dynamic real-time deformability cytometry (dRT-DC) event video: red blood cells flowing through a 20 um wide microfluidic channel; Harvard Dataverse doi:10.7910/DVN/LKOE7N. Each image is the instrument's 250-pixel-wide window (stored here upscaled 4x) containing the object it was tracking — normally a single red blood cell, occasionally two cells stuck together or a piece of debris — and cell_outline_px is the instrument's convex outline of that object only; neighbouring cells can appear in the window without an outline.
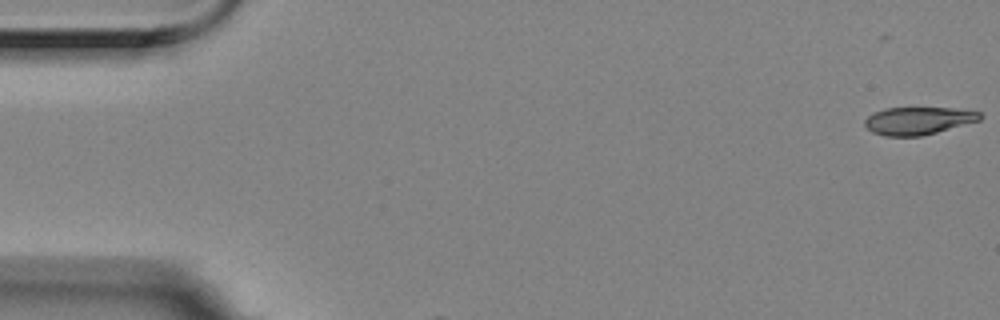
{"species": "Egyptian fruit bat (a non-hibernating species)", "species_latin": "Rousettus aegyptiacus", "temperature_condition": "room temperature", "stored_images_in_passage": 3, "camera_frame_rate_fps": 3000, "um_per_image_px": 0.085, "animal": {"sex": "female"}, "frame": {"image": 1, "passage_image": 1, "time_ms": 0.0, "image_size_px": [1000, 320], "cell_outline_px": [[984, 116], [980, 120], [936, 132], [920, 136], [884, 136], [872, 132], [864, 124], [864, 120], [872, 112], [884, 108], [956, 108], [980, 112]], "centroid_in_image_um": [78.03, 10.25], "position_along_channel_um": 7.0, "area_um2": 18.55}}